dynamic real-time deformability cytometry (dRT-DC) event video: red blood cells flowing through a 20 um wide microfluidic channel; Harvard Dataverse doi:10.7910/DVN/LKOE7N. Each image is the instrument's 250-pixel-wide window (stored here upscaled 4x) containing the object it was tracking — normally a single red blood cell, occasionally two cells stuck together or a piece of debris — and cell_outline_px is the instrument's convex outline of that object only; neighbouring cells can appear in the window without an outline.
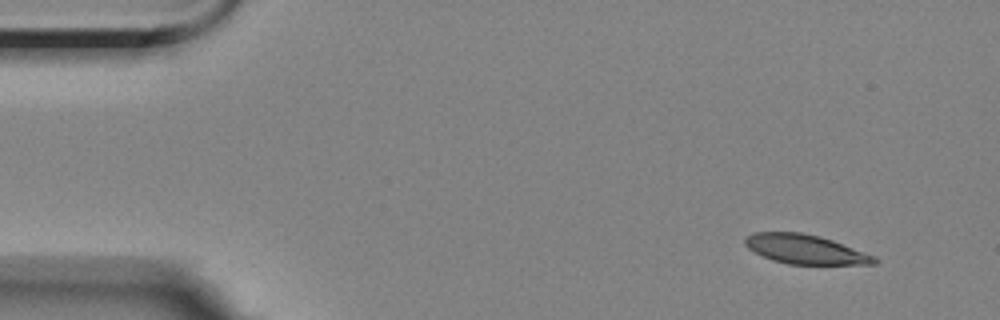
{"species": "Egyptian fruit bat (a non-hibernating species)", "species_latin": "Rousettus aegyptiacus", "temperature_condition": "room temperature", "stored_images_in_passage": 2, "camera_frame_rate_fps": 3000, "um_per_image_px": 0.085, "animal": {"sex": "female"}, "frame": {"image": 1, "passage_image": 2, "time_ms": 2.0, "image_size_px": [1000, 320], "cell_outline_px": [[880, 260], [876, 264], [788, 264], [772, 260], [748, 248], [744, 244], [744, 240], [748, 236], [756, 232], [800, 232], [820, 236], [832, 240], [876, 256]], "centroid_in_image_um": [68.48, 21.19], "position_along_channel_um": 16.5, "area_um2": 21.96}}